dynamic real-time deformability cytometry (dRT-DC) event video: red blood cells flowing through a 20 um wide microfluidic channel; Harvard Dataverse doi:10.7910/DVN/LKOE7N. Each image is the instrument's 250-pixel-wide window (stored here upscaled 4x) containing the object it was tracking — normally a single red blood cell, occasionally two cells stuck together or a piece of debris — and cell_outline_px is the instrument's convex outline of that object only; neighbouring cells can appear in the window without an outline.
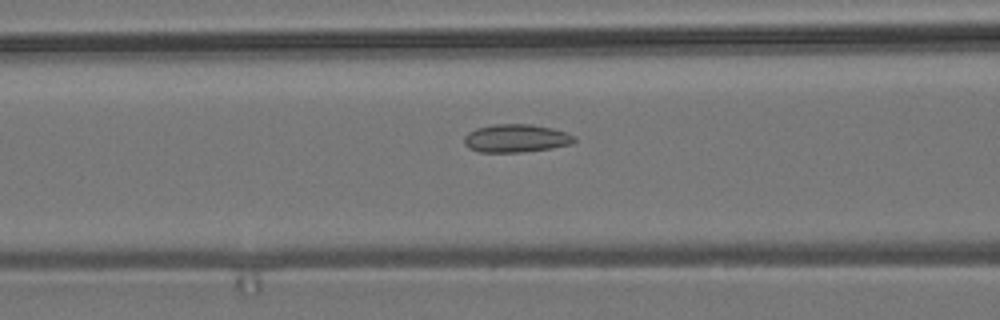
{"species": "common noctule bat (a hibernating species)", "species_latin": "Nyctalus noctula", "temperature_condition": "room temperature", "stored_images_in_passage": 52, "camera_frame_rate_fps": 3000, "um_per_image_px": 0.085, "animal": {"sex": "male", "body_mass_g": 19.2, "forearm_length_mm": 51.8}, "frame": {"image": 1, "passage_image": 19, "time_ms": 6.0, "image_size_px": [1000, 320], "cell_outline_px": [[576, 140], [572, 144], [552, 148], [520, 152], [480, 152], [468, 148], [464, 144], [464, 136], [468, 132], [476, 128], [492, 124], [532, 124], [552, 128], [576, 136]], "centroid_in_image_um": [43.85, 11.75], "position_along_channel_um": 122.8, "area_um2": 18.15}}
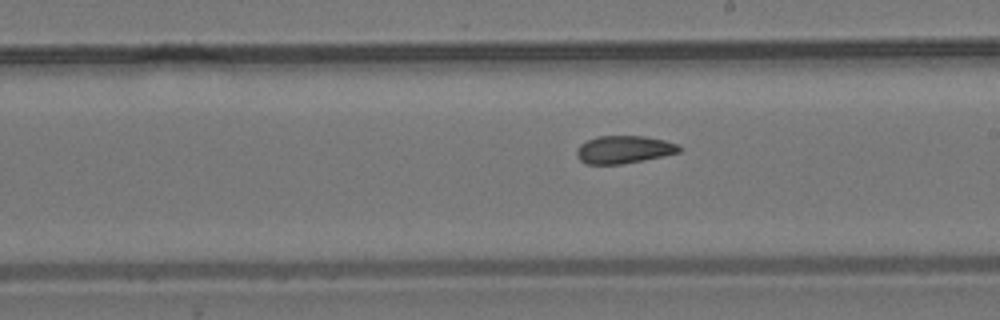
{"frame": {"image": 2, "passage_image": 28, "time_ms": 9.0, "image_size_px": [1000, 320], "cell_outline_px": [[680, 152], [644, 160], [620, 164], [584, 164], [576, 156], [576, 152], [580, 144], [596, 136], [644, 136], [664, 140], [680, 144]], "centroid_in_image_um": [53.02, 12.71], "position_along_channel_um": 236.0, "area_um2": 16.59}}
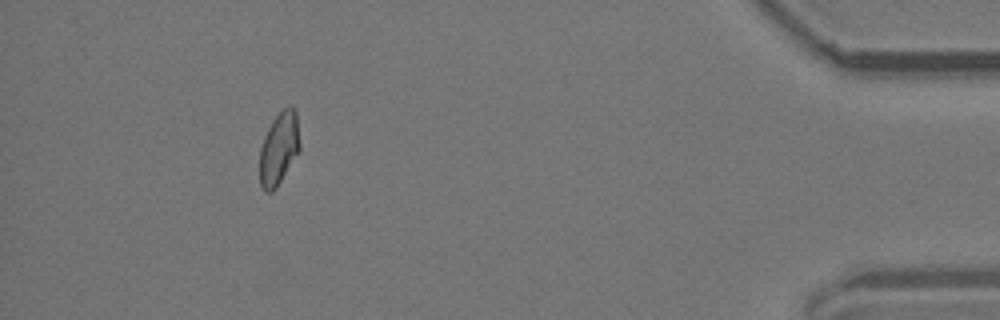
{"frame": {"image": 3, "passage_image": 47, "time_ms": 15.333, "image_size_px": [1000, 320], "cell_outline_px": [[300, 152], [276, 188], [272, 192], [264, 192], [260, 184], [260, 148], [264, 136], [272, 120], [288, 104], [296, 112], [300, 144]], "centroid_in_image_um": [23.72, 12.65], "position_along_channel_um": 411.5, "area_um2": 17.11}, "authors_computed_cell_mechanics": {"area_um2": 17.2822, "velocity_mm_per_s": 3.7804, "shape_relaxation_time_tau1_ms": null, "shape_relaxation_time_tau2_ms": 2.8179, "deformation_change_tau1": null, "deformation_change_tau2": 0.0824}}